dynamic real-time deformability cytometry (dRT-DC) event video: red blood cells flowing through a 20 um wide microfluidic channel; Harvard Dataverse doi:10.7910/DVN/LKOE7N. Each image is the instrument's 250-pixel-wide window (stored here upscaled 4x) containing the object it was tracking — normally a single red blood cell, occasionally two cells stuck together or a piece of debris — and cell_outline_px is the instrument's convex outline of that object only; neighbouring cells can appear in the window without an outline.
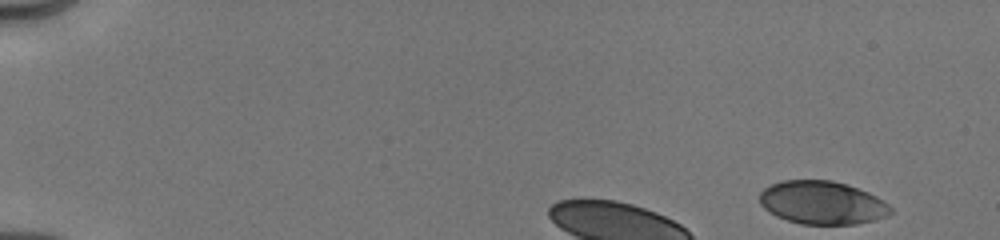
{"species": "human", "species_latin": "Homo sapiens", "temperature_condition": "cold", "stored_images_in_passage": 5, "camera_frame_rate_fps": 3000, "um_per_image_px": 0.085, "donor": {"sex": "male"}, "frame": {"image": 1, "passage_image": 1, "time_ms": 0.0, "image_size_px": [1000, 240], "cell_outline_px": [[892, 212], [876, 220], [856, 224], [800, 224], [776, 216], [764, 208], [760, 204], [760, 192], [764, 188], [780, 180], [832, 180], [848, 184], [868, 192], [884, 200], [892, 208]], "centroid_in_image_um": [69.89, 17.22], "position_along_channel_um": 15.1, "area_um2": 33.12}}